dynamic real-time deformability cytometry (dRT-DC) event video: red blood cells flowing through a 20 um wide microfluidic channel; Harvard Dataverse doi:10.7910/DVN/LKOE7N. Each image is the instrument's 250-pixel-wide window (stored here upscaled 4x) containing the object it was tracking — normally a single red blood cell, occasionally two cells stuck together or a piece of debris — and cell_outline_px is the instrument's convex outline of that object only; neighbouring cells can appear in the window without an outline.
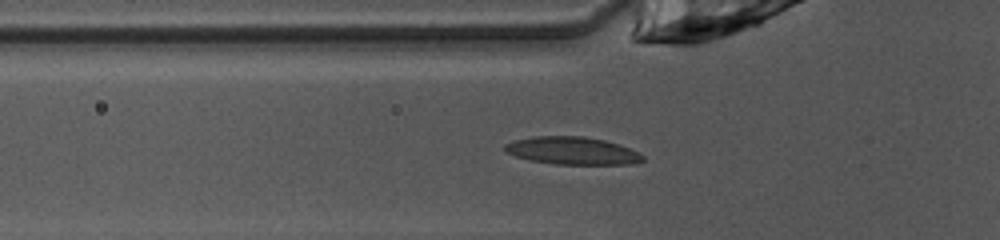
{"species": "common noctule bat (a hibernating species)", "species_latin": "Nyctalus noctula", "temperature_condition": "warm", "stored_images_in_passage": 34, "camera_frame_rate_fps": 3000, "um_per_image_px": 0.085, "animal": {"sex": "female", "body_mass_g": 10.0, "forearm_length_mm": 53.1}, "frame": {"image": 1, "passage_image": 4, "time_ms": 1.0, "image_size_px": [1000, 240], "cell_outline_px": [[644, 160], [632, 164], [556, 164], [532, 160], [516, 156], [504, 152], [504, 144], [516, 140], [532, 136], [584, 136], [604, 140], [620, 144], [644, 156]], "centroid_in_image_um": [48.63, 12.8], "position_along_channel_um": 77.2, "area_um2": 22.08}}
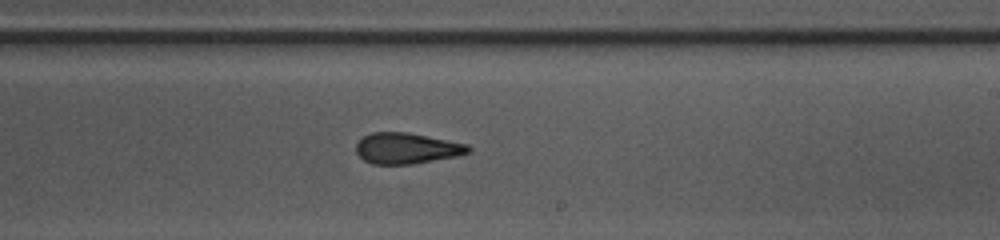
{"frame": {"image": 2, "passage_image": 17, "time_ms": 5.333, "image_size_px": [1000, 240], "cell_outline_px": [[472, 152], [456, 156], [412, 164], [372, 164], [364, 160], [356, 152], [356, 144], [364, 136], [372, 132], [408, 132], [468, 144], [472, 148]], "centroid_in_image_um": [34.59, 12.6], "position_along_channel_um": 254.4, "area_um2": 20.23}}
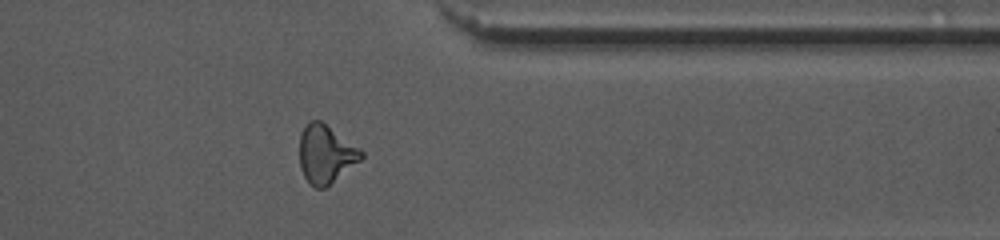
{"frame": {"image": 3, "passage_image": 27, "time_ms": 8.667, "image_size_px": [1000, 240], "cell_outline_px": [[364, 156], [360, 160], [324, 188], [316, 188], [304, 176], [300, 168], [300, 136], [304, 124], [308, 120], [320, 120], [360, 148], [364, 152]], "centroid_in_image_um": [27.67, 13.06], "position_along_channel_um": 383.7, "area_um2": 20.69}}